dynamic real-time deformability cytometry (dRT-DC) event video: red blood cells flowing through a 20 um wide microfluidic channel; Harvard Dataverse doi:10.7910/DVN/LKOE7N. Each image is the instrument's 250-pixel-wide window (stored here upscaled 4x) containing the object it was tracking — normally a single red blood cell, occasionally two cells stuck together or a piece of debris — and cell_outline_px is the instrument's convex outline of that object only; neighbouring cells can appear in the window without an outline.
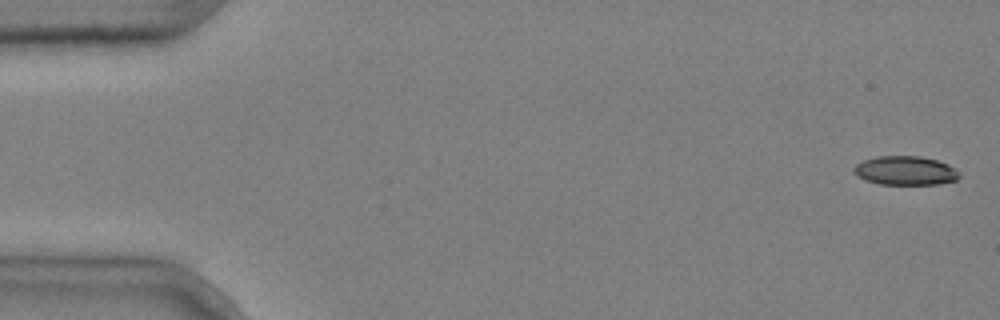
{"species": "common noctule bat (a hibernating species)", "species_latin": "Nyctalus noctula", "temperature_condition": "cold", "stored_images_in_passage": 5, "camera_frame_rate_fps": 3000, "um_per_image_px": 0.085, "animal": {"sex": "male", "body_mass_g": 20.4}, "frame": {"image": 1, "passage_image": 1, "time_ms": 0.0, "image_size_px": [1000, 320], "cell_outline_px": [[960, 176], [956, 180], [936, 184], [880, 184], [864, 180], [852, 168], [856, 164], [864, 160], [876, 156], [920, 156], [936, 160], [948, 164], [956, 168], [960, 172]], "centroid_in_image_um": [76.98, 14.49], "position_along_channel_um": 8.0, "area_um2": 17.74}}
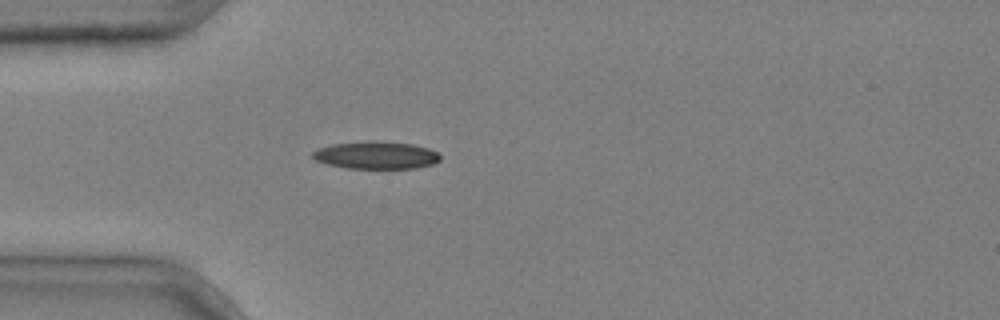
{"frame": {"image": 2, "passage_image": 5, "time_ms": 1.333, "image_size_px": [1000, 320], "cell_outline_px": [[440, 160], [432, 164], [416, 168], [344, 168], [328, 164], [316, 160], [312, 156], [312, 152], [316, 148], [332, 144], [368, 140], [376, 140], [412, 144], [428, 148], [436, 152], [440, 156]], "centroid_in_image_um": [31.93, 13.18], "position_along_channel_um": 53.1, "area_um2": 20.58}}